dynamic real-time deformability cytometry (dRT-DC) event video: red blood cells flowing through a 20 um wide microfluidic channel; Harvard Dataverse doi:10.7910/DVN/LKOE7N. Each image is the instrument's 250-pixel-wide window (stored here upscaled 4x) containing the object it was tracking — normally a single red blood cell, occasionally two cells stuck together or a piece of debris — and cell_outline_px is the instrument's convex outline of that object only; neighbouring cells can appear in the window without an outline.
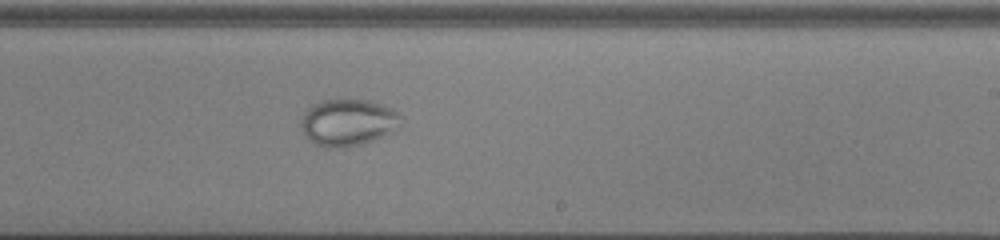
{"species": "common noctule bat (a hibernating species)", "species_latin": "Nyctalus noctula", "temperature_condition": "cold", "stored_images_in_passage": 53, "camera_frame_rate_fps": 3000, "um_per_image_px": 0.085, "animal": {"sex": "male", "body_mass_g": 13.0, "forearm_length_mm": 53.1}, "frame": {"image": 1, "passage_image": 34, "time_ms": 11.0, "image_size_px": [1000, 240], "cell_outline_px": [[400, 128], [392, 132], [372, 140], [360, 144], [340, 148], [328, 148], [316, 144], [304, 132], [300, 124], [300, 120], [304, 112], [312, 104], [320, 100], [368, 100], [392, 108], [400, 116]], "centroid_in_image_um": [29.57, 10.4], "position_along_channel_um": 259.4, "area_um2": 27.05}}
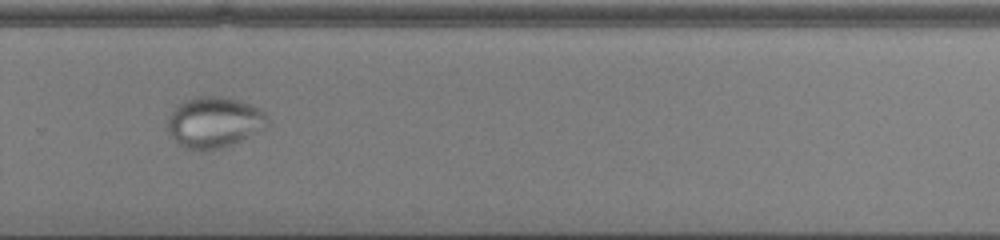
{"frame": {"image": 2, "passage_image": 38, "time_ms": 12.333, "image_size_px": [1000, 240], "cell_outline_px": [[268, 124], [264, 128], [240, 140], [220, 148], [188, 148], [180, 144], [168, 132], [168, 116], [184, 100], [196, 96], [220, 96], [236, 100], [260, 108], [268, 116]], "centroid_in_image_um": [18.21, 10.35], "position_along_channel_um": 311.6, "area_um2": 28.84}}
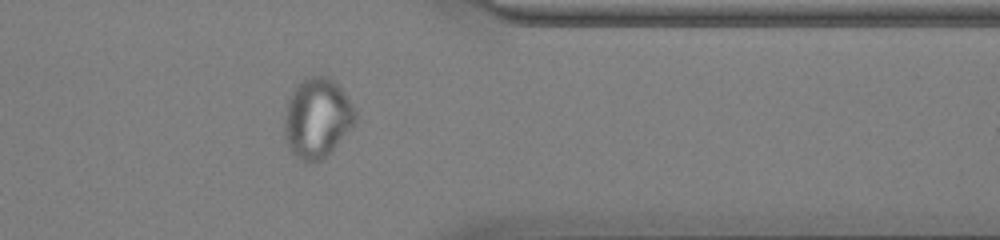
{"frame": {"image": 3, "passage_image": 44, "time_ms": 14.333, "image_size_px": [1000, 240], "cell_outline_px": [[356, 124], [320, 160], [312, 164], [296, 156], [292, 152], [284, 136], [284, 116], [288, 96], [296, 84], [300, 80], [308, 76], [324, 76], [336, 80], [356, 108]], "centroid_in_image_um": [26.96, 9.97], "position_along_channel_um": 384.4, "area_um2": 33.29}}